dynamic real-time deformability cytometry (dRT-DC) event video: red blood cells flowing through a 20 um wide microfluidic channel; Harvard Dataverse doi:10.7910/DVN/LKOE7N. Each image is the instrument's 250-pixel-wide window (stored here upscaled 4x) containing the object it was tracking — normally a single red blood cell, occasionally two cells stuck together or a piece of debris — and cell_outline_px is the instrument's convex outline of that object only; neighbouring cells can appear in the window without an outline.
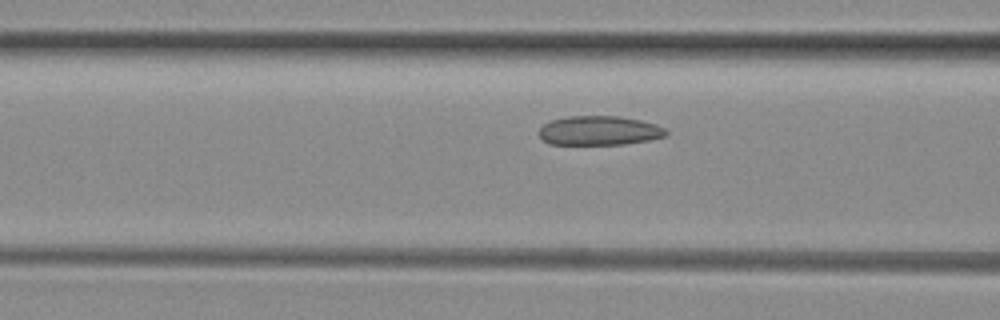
{"species": "common noctule bat (a hibernating species)", "species_latin": "Nyctalus noctula", "temperature_condition": "room temperature", "stored_images_in_passage": 7, "camera_frame_rate_fps": 3000, "um_per_image_px": 0.085, "animal": {"sex": "female", "body_mass_g": 29.2, "forearm_length_mm": 56.3}, "frame": {"image": 1, "passage_image": 5, "time_ms": 1.333, "image_size_px": [1000, 320], "cell_outline_px": [[668, 132], [664, 136], [648, 140], [624, 144], [548, 144], [536, 132], [544, 124], [552, 120], [568, 116], [620, 116], [640, 120], [656, 124], [664, 128]], "centroid_in_image_um": [50.91, 11.1], "position_along_channel_um": 115.7, "area_um2": 21.62}}